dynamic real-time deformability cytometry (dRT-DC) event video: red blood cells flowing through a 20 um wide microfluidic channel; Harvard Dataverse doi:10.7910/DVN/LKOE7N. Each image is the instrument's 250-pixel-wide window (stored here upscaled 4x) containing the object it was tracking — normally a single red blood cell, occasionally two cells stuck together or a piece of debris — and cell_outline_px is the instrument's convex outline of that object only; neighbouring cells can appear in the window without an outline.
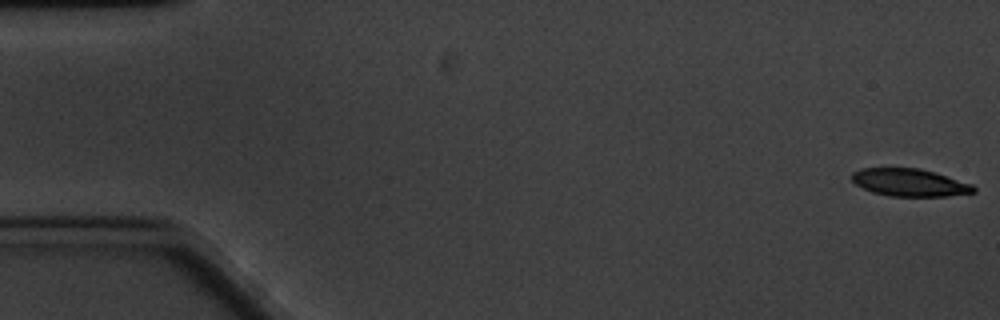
{"species": "common noctule bat (a hibernating species)", "species_latin": "Nyctalus noctula", "temperature_condition": "cold", "stored_images_in_passage": 61, "camera_frame_rate_fps": 3000, "um_per_image_px": 0.085, "animal": {"sex": "male", "body_mass_g": 20.1, "forearm_length_mm": 53.5}, "frame": {"image": 1, "passage_image": 1, "time_ms": 0.0, "image_size_px": [1000, 320], "cell_outline_px": [[976, 192], [948, 196], [888, 196], [872, 192], [856, 184], [852, 180], [852, 172], [860, 168], [920, 168], [972, 184], [976, 188]], "centroid_in_image_um": [77.31, 15.51], "position_along_channel_um": 7.7, "area_um2": 19.48}}
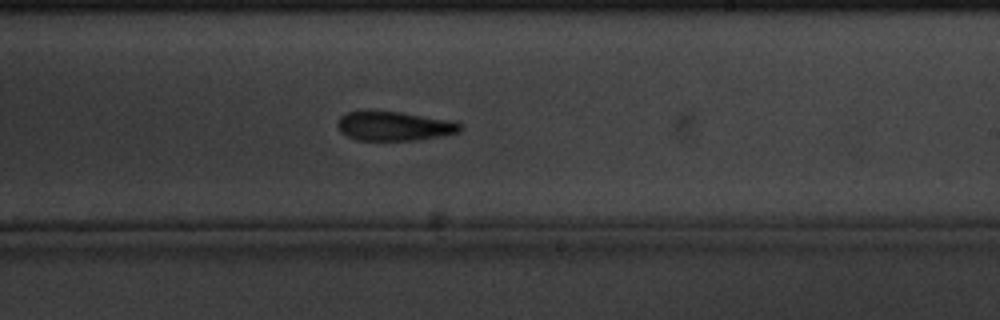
{"frame": {"image": 2, "passage_image": 36, "time_ms": 11.667, "image_size_px": [1000, 320], "cell_outline_px": [[464, 128], [460, 132], [440, 136], [416, 140], [356, 140], [340, 132], [336, 124], [340, 116], [348, 112], [364, 108], [400, 112], [452, 120], [464, 124]], "centroid_in_image_um": [33.49, 10.68], "position_along_channel_um": 255.5, "area_um2": 21.62}}
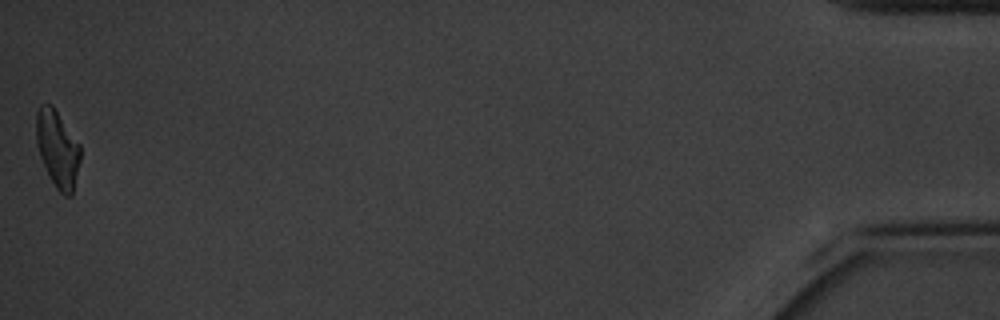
{"frame": {"image": 3, "passage_image": 61, "time_ms": 20.0, "image_size_px": [1000, 320], "cell_outline_px": [[80, 160], [72, 196], [64, 196], [56, 188], [40, 156], [36, 144], [36, 112], [40, 104], [52, 104], [80, 144]], "centroid_in_image_um": [4.89, 12.63], "position_along_channel_um": 430.3, "area_um2": 19.71}, "authors_computed_cell_mechanics": {"area_um2": 20.9814, "velocity_mm_per_s": 3.2563, "shape_relaxation_time_tau1_ms": 2.8068, "shape_relaxation_time_tau2_ms": 3.8475, "deformation_change_tau1": 0.1248, "deformation_change_tau2": 0.1327}}